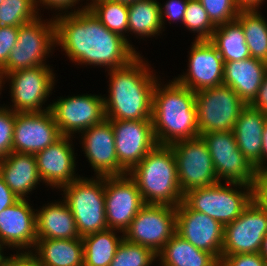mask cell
I'll use <instances>...</instances> for the list:
<instances>
[{
  "label": "cell",
  "instance_id": "9",
  "mask_svg": "<svg viewBox=\"0 0 267 266\" xmlns=\"http://www.w3.org/2000/svg\"><path fill=\"white\" fill-rule=\"evenodd\" d=\"M169 146L175 155L178 182L183 194L219 182L207 144L201 136Z\"/></svg>",
  "mask_w": 267,
  "mask_h": 266
},
{
  "label": "cell",
  "instance_id": "40",
  "mask_svg": "<svg viewBox=\"0 0 267 266\" xmlns=\"http://www.w3.org/2000/svg\"><path fill=\"white\" fill-rule=\"evenodd\" d=\"M265 262L260 253L235 254L221 256L219 266H265Z\"/></svg>",
  "mask_w": 267,
  "mask_h": 266
},
{
  "label": "cell",
  "instance_id": "29",
  "mask_svg": "<svg viewBox=\"0 0 267 266\" xmlns=\"http://www.w3.org/2000/svg\"><path fill=\"white\" fill-rule=\"evenodd\" d=\"M210 41L217 48L224 62L251 57L243 27L237 20L216 26Z\"/></svg>",
  "mask_w": 267,
  "mask_h": 266
},
{
  "label": "cell",
  "instance_id": "3",
  "mask_svg": "<svg viewBox=\"0 0 267 266\" xmlns=\"http://www.w3.org/2000/svg\"><path fill=\"white\" fill-rule=\"evenodd\" d=\"M158 83L153 92L151 118L157 144L169 146L199 137L195 92L176 80L165 87Z\"/></svg>",
  "mask_w": 267,
  "mask_h": 266
},
{
  "label": "cell",
  "instance_id": "15",
  "mask_svg": "<svg viewBox=\"0 0 267 266\" xmlns=\"http://www.w3.org/2000/svg\"><path fill=\"white\" fill-rule=\"evenodd\" d=\"M101 97L94 94L61 97L50 104L60 134L71 137L74 132H83L106 119L104 98Z\"/></svg>",
  "mask_w": 267,
  "mask_h": 266
},
{
  "label": "cell",
  "instance_id": "10",
  "mask_svg": "<svg viewBox=\"0 0 267 266\" xmlns=\"http://www.w3.org/2000/svg\"><path fill=\"white\" fill-rule=\"evenodd\" d=\"M176 233V207L145 204L123 233L130 243L150 248L158 254Z\"/></svg>",
  "mask_w": 267,
  "mask_h": 266
},
{
  "label": "cell",
  "instance_id": "27",
  "mask_svg": "<svg viewBox=\"0 0 267 266\" xmlns=\"http://www.w3.org/2000/svg\"><path fill=\"white\" fill-rule=\"evenodd\" d=\"M37 239H82L67 203L55 202L36 212Z\"/></svg>",
  "mask_w": 267,
  "mask_h": 266
},
{
  "label": "cell",
  "instance_id": "8",
  "mask_svg": "<svg viewBox=\"0 0 267 266\" xmlns=\"http://www.w3.org/2000/svg\"><path fill=\"white\" fill-rule=\"evenodd\" d=\"M37 17L19 26L17 43L11 50L6 64L0 69L4 75L20 69L45 65V58L55 41V20L43 22ZM40 18V19H39Z\"/></svg>",
  "mask_w": 267,
  "mask_h": 266
},
{
  "label": "cell",
  "instance_id": "25",
  "mask_svg": "<svg viewBox=\"0 0 267 266\" xmlns=\"http://www.w3.org/2000/svg\"><path fill=\"white\" fill-rule=\"evenodd\" d=\"M34 249L37 254L30 250L15 256H29L38 266L84 265L82 239H37Z\"/></svg>",
  "mask_w": 267,
  "mask_h": 266
},
{
  "label": "cell",
  "instance_id": "50",
  "mask_svg": "<svg viewBox=\"0 0 267 266\" xmlns=\"http://www.w3.org/2000/svg\"><path fill=\"white\" fill-rule=\"evenodd\" d=\"M259 253L267 261V234L263 238Z\"/></svg>",
  "mask_w": 267,
  "mask_h": 266
},
{
  "label": "cell",
  "instance_id": "11",
  "mask_svg": "<svg viewBox=\"0 0 267 266\" xmlns=\"http://www.w3.org/2000/svg\"><path fill=\"white\" fill-rule=\"evenodd\" d=\"M201 137L207 144L219 181L254 185L257 171L239 150L233 131L209 132Z\"/></svg>",
  "mask_w": 267,
  "mask_h": 266
},
{
  "label": "cell",
  "instance_id": "16",
  "mask_svg": "<svg viewBox=\"0 0 267 266\" xmlns=\"http://www.w3.org/2000/svg\"><path fill=\"white\" fill-rule=\"evenodd\" d=\"M118 164L128 173L158 144L152 120H110Z\"/></svg>",
  "mask_w": 267,
  "mask_h": 266
},
{
  "label": "cell",
  "instance_id": "12",
  "mask_svg": "<svg viewBox=\"0 0 267 266\" xmlns=\"http://www.w3.org/2000/svg\"><path fill=\"white\" fill-rule=\"evenodd\" d=\"M11 80L10 91L14 112H42L50 110V105L42 109L54 87V73L48 65L20 69L4 75Z\"/></svg>",
  "mask_w": 267,
  "mask_h": 266
},
{
  "label": "cell",
  "instance_id": "32",
  "mask_svg": "<svg viewBox=\"0 0 267 266\" xmlns=\"http://www.w3.org/2000/svg\"><path fill=\"white\" fill-rule=\"evenodd\" d=\"M236 20L243 27L251 57L267 63V22L257 9H241Z\"/></svg>",
  "mask_w": 267,
  "mask_h": 266
},
{
  "label": "cell",
  "instance_id": "19",
  "mask_svg": "<svg viewBox=\"0 0 267 266\" xmlns=\"http://www.w3.org/2000/svg\"><path fill=\"white\" fill-rule=\"evenodd\" d=\"M188 73L176 81L194 92L223 85L224 61L210 40L194 41Z\"/></svg>",
  "mask_w": 267,
  "mask_h": 266
},
{
  "label": "cell",
  "instance_id": "43",
  "mask_svg": "<svg viewBox=\"0 0 267 266\" xmlns=\"http://www.w3.org/2000/svg\"><path fill=\"white\" fill-rule=\"evenodd\" d=\"M249 105L255 109L267 113V69L263 82L258 89L257 95Z\"/></svg>",
  "mask_w": 267,
  "mask_h": 266
},
{
  "label": "cell",
  "instance_id": "5",
  "mask_svg": "<svg viewBox=\"0 0 267 266\" xmlns=\"http://www.w3.org/2000/svg\"><path fill=\"white\" fill-rule=\"evenodd\" d=\"M220 182L187 191L183 194V202L190 209L202 212L225 226L238 218L253 200V186L225 182L226 186ZM229 185L243 187L244 191Z\"/></svg>",
  "mask_w": 267,
  "mask_h": 266
},
{
  "label": "cell",
  "instance_id": "44",
  "mask_svg": "<svg viewBox=\"0 0 267 266\" xmlns=\"http://www.w3.org/2000/svg\"><path fill=\"white\" fill-rule=\"evenodd\" d=\"M18 200V197L5 184L3 177L0 175V212L12 206Z\"/></svg>",
  "mask_w": 267,
  "mask_h": 266
},
{
  "label": "cell",
  "instance_id": "51",
  "mask_svg": "<svg viewBox=\"0 0 267 266\" xmlns=\"http://www.w3.org/2000/svg\"><path fill=\"white\" fill-rule=\"evenodd\" d=\"M110 1L122 2V3L130 4V3H133L134 1H138V0H110Z\"/></svg>",
  "mask_w": 267,
  "mask_h": 266
},
{
  "label": "cell",
  "instance_id": "17",
  "mask_svg": "<svg viewBox=\"0 0 267 266\" xmlns=\"http://www.w3.org/2000/svg\"><path fill=\"white\" fill-rule=\"evenodd\" d=\"M176 233L220 261L224 240V226L220 222L182 202L176 207Z\"/></svg>",
  "mask_w": 267,
  "mask_h": 266
},
{
  "label": "cell",
  "instance_id": "6",
  "mask_svg": "<svg viewBox=\"0 0 267 266\" xmlns=\"http://www.w3.org/2000/svg\"><path fill=\"white\" fill-rule=\"evenodd\" d=\"M64 200L75 219L80 237L108 229L105 215L104 177L81 178L62 187Z\"/></svg>",
  "mask_w": 267,
  "mask_h": 266
},
{
  "label": "cell",
  "instance_id": "42",
  "mask_svg": "<svg viewBox=\"0 0 267 266\" xmlns=\"http://www.w3.org/2000/svg\"><path fill=\"white\" fill-rule=\"evenodd\" d=\"M253 200L267 212V172H258L253 185Z\"/></svg>",
  "mask_w": 267,
  "mask_h": 266
},
{
  "label": "cell",
  "instance_id": "52",
  "mask_svg": "<svg viewBox=\"0 0 267 266\" xmlns=\"http://www.w3.org/2000/svg\"><path fill=\"white\" fill-rule=\"evenodd\" d=\"M5 77L3 76V74L0 72V89L2 88L1 86H3V85H1L2 83L4 84L5 82H3ZM1 91V90H0ZM3 107H0V109H2Z\"/></svg>",
  "mask_w": 267,
  "mask_h": 266
},
{
  "label": "cell",
  "instance_id": "47",
  "mask_svg": "<svg viewBox=\"0 0 267 266\" xmlns=\"http://www.w3.org/2000/svg\"><path fill=\"white\" fill-rule=\"evenodd\" d=\"M8 266H38L29 256H14Z\"/></svg>",
  "mask_w": 267,
  "mask_h": 266
},
{
  "label": "cell",
  "instance_id": "49",
  "mask_svg": "<svg viewBox=\"0 0 267 266\" xmlns=\"http://www.w3.org/2000/svg\"><path fill=\"white\" fill-rule=\"evenodd\" d=\"M4 245L0 243V266H8V263L14 258L15 255H11V257H5L2 254V250Z\"/></svg>",
  "mask_w": 267,
  "mask_h": 266
},
{
  "label": "cell",
  "instance_id": "34",
  "mask_svg": "<svg viewBox=\"0 0 267 266\" xmlns=\"http://www.w3.org/2000/svg\"><path fill=\"white\" fill-rule=\"evenodd\" d=\"M35 0H4L0 4V28L19 27L38 17Z\"/></svg>",
  "mask_w": 267,
  "mask_h": 266
},
{
  "label": "cell",
  "instance_id": "37",
  "mask_svg": "<svg viewBox=\"0 0 267 266\" xmlns=\"http://www.w3.org/2000/svg\"><path fill=\"white\" fill-rule=\"evenodd\" d=\"M215 26L236 20L241 8L235 0H199Z\"/></svg>",
  "mask_w": 267,
  "mask_h": 266
},
{
  "label": "cell",
  "instance_id": "14",
  "mask_svg": "<svg viewBox=\"0 0 267 266\" xmlns=\"http://www.w3.org/2000/svg\"><path fill=\"white\" fill-rule=\"evenodd\" d=\"M267 234V212L254 200L242 214L224 226L222 256L259 253Z\"/></svg>",
  "mask_w": 267,
  "mask_h": 266
},
{
  "label": "cell",
  "instance_id": "26",
  "mask_svg": "<svg viewBox=\"0 0 267 266\" xmlns=\"http://www.w3.org/2000/svg\"><path fill=\"white\" fill-rule=\"evenodd\" d=\"M0 175L18 199H26V194L42 181L35 155L14 151L0 160Z\"/></svg>",
  "mask_w": 267,
  "mask_h": 266
},
{
  "label": "cell",
  "instance_id": "36",
  "mask_svg": "<svg viewBox=\"0 0 267 266\" xmlns=\"http://www.w3.org/2000/svg\"><path fill=\"white\" fill-rule=\"evenodd\" d=\"M182 23L187 29L198 33L196 40H210L216 29L199 0H188Z\"/></svg>",
  "mask_w": 267,
  "mask_h": 266
},
{
  "label": "cell",
  "instance_id": "23",
  "mask_svg": "<svg viewBox=\"0 0 267 266\" xmlns=\"http://www.w3.org/2000/svg\"><path fill=\"white\" fill-rule=\"evenodd\" d=\"M267 122V113L246 105L236 120L233 132L239 150L261 172L262 133Z\"/></svg>",
  "mask_w": 267,
  "mask_h": 266
},
{
  "label": "cell",
  "instance_id": "45",
  "mask_svg": "<svg viewBox=\"0 0 267 266\" xmlns=\"http://www.w3.org/2000/svg\"><path fill=\"white\" fill-rule=\"evenodd\" d=\"M79 1L80 0H38V1L35 0V5L37 8L38 3L40 2V4H43L49 8H52V9L55 8L56 10L60 9L59 11H62L65 9L68 10V8L75 6V4Z\"/></svg>",
  "mask_w": 267,
  "mask_h": 266
},
{
  "label": "cell",
  "instance_id": "21",
  "mask_svg": "<svg viewBox=\"0 0 267 266\" xmlns=\"http://www.w3.org/2000/svg\"><path fill=\"white\" fill-rule=\"evenodd\" d=\"M70 136H61L52 145L35 154L39 176L53 188H62L78 179Z\"/></svg>",
  "mask_w": 267,
  "mask_h": 266
},
{
  "label": "cell",
  "instance_id": "2",
  "mask_svg": "<svg viewBox=\"0 0 267 266\" xmlns=\"http://www.w3.org/2000/svg\"><path fill=\"white\" fill-rule=\"evenodd\" d=\"M141 58L138 55L126 66L109 70L110 95L104 98L107 119L152 120L153 92L157 79Z\"/></svg>",
  "mask_w": 267,
  "mask_h": 266
},
{
  "label": "cell",
  "instance_id": "13",
  "mask_svg": "<svg viewBox=\"0 0 267 266\" xmlns=\"http://www.w3.org/2000/svg\"><path fill=\"white\" fill-rule=\"evenodd\" d=\"M128 174L104 177L105 215L108 229L125 232L145 205L135 181Z\"/></svg>",
  "mask_w": 267,
  "mask_h": 266
},
{
  "label": "cell",
  "instance_id": "35",
  "mask_svg": "<svg viewBox=\"0 0 267 266\" xmlns=\"http://www.w3.org/2000/svg\"><path fill=\"white\" fill-rule=\"evenodd\" d=\"M156 258L150 248L123 239L109 266H149Z\"/></svg>",
  "mask_w": 267,
  "mask_h": 266
},
{
  "label": "cell",
  "instance_id": "38",
  "mask_svg": "<svg viewBox=\"0 0 267 266\" xmlns=\"http://www.w3.org/2000/svg\"><path fill=\"white\" fill-rule=\"evenodd\" d=\"M15 119L16 112L12 109H0V160L12 152Z\"/></svg>",
  "mask_w": 267,
  "mask_h": 266
},
{
  "label": "cell",
  "instance_id": "4",
  "mask_svg": "<svg viewBox=\"0 0 267 266\" xmlns=\"http://www.w3.org/2000/svg\"><path fill=\"white\" fill-rule=\"evenodd\" d=\"M127 174L135 181L145 204L177 207L183 202L170 146L157 145Z\"/></svg>",
  "mask_w": 267,
  "mask_h": 266
},
{
  "label": "cell",
  "instance_id": "39",
  "mask_svg": "<svg viewBox=\"0 0 267 266\" xmlns=\"http://www.w3.org/2000/svg\"><path fill=\"white\" fill-rule=\"evenodd\" d=\"M19 27L0 28V69L6 64L11 50L17 43Z\"/></svg>",
  "mask_w": 267,
  "mask_h": 266
},
{
  "label": "cell",
  "instance_id": "20",
  "mask_svg": "<svg viewBox=\"0 0 267 266\" xmlns=\"http://www.w3.org/2000/svg\"><path fill=\"white\" fill-rule=\"evenodd\" d=\"M81 133L85 156L96 172V177L127 174L118 164L114 131L109 119L106 118Z\"/></svg>",
  "mask_w": 267,
  "mask_h": 266
},
{
  "label": "cell",
  "instance_id": "1",
  "mask_svg": "<svg viewBox=\"0 0 267 266\" xmlns=\"http://www.w3.org/2000/svg\"><path fill=\"white\" fill-rule=\"evenodd\" d=\"M54 18L56 44L71 61L110 70L126 66L139 55L127 38L108 30L88 6Z\"/></svg>",
  "mask_w": 267,
  "mask_h": 266
},
{
  "label": "cell",
  "instance_id": "18",
  "mask_svg": "<svg viewBox=\"0 0 267 266\" xmlns=\"http://www.w3.org/2000/svg\"><path fill=\"white\" fill-rule=\"evenodd\" d=\"M61 136L50 110L16 112L12 151L35 155Z\"/></svg>",
  "mask_w": 267,
  "mask_h": 266
},
{
  "label": "cell",
  "instance_id": "24",
  "mask_svg": "<svg viewBox=\"0 0 267 266\" xmlns=\"http://www.w3.org/2000/svg\"><path fill=\"white\" fill-rule=\"evenodd\" d=\"M267 63L252 57L224 62L223 85L231 87L249 105L256 97Z\"/></svg>",
  "mask_w": 267,
  "mask_h": 266
},
{
  "label": "cell",
  "instance_id": "41",
  "mask_svg": "<svg viewBox=\"0 0 267 266\" xmlns=\"http://www.w3.org/2000/svg\"><path fill=\"white\" fill-rule=\"evenodd\" d=\"M187 4L188 0H169L164 7L160 5L161 24L164 25L165 17L169 18L170 21L180 20L183 22Z\"/></svg>",
  "mask_w": 267,
  "mask_h": 266
},
{
  "label": "cell",
  "instance_id": "33",
  "mask_svg": "<svg viewBox=\"0 0 267 266\" xmlns=\"http://www.w3.org/2000/svg\"><path fill=\"white\" fill-rule=\"evenodd\" d=\"M87 6L108 30L126 37L124 34L128 31V4L92 0Z\"/></svg>",
  "mask_w": 267,
  "mask_h": 266
},
{
  "label": "cell",
  "instance_id": "46",
  "mask_svg": "<svg viewBox=\"0 0 267 266\" xmlns=\"http://www.w3.org/2000/svg\"><path fill=\"white\" fill-rule=\"evenodd\" d=\"M262 148H261V172H267V167L264 166L267 158V122L262 133Z\"/></svg>",
  "mask_w": 267,
  "mask_h": 266
},
{
  "label": "cell",
  "instance_id": "48",
  "mask_svg": "<svg viewBox=\"0 0 267 266\" xmlns=\"http://www.w3.org/2000/svg\"><path fill=\"white\" fill-rule=\"evenodd\" d=\"M262 1L264 0H235L241 9H258Z\"/></svg>",
  "mask_w": 267,
  "mask_h": 266
},
{
  "label": "cell",
  "instance_id": "31",
  "mask_svg": "<svg viewBox=\"0 0 267 266\" xmlns=\"http://www.w3.org/2000/svg\"><path fill=\"white\" fill-rule=\"evenodd\" d=\"M160 5L157 0H138L128 4V32L151 37L161 33Z\"/></svg>",
  "mask_w": 267,
  "mask_h": 266
},
{
  "label": "cell",
  "instance_id": "7",
  "mask_svg": "<svg viewBox=\"0 0 267 266\" xmlns=\"http://www.w3.org/2000/svg\"><path fill=\"white\" fill-rule=\"evenodd\" d=\"M197 124L200 136L209 132L233 131L245 102L225 85L195 92Z\"/></svg>",
  "mask_w": 267,
  "mask_h": 266
},
{
  "label": "cell",
  "instance_id": "28",
  "mask_svg": "<svg viewBox=\"0 0 267 266\" xmlns=\"http://www.w3.org/2000/svg\"><path fill=\"white\" fill-rule=\"evenodd\" d=\"M157 258L162 266H219L212 254L194 247L177 233L165 243Z\"/></svg>",
  "mask_w": 267,
  "mask_h": 266
},
{
  "label": "cell",
  "instance_id": "22",
  "mask_svg": "<svg viewBox=\"0 0 267 266\" xmlns=\"http://www.w3.org/2000/svg\"><path fill=\"white\" fill-rule=\"evenodd\" d=\"M36 241V213L26 199L0 212L1 244L26 250L35 247Z\"/></svg>",
  "mask_w": 267,
  "mask_h": 266
},
{
  "label": "cell",
  "instance_id": "30",
  "mask_svg": "<svg viewBox=\"0 0 267 266\" xmlns=\"http://www.w3.org/2000/svg\"><path fill=\"white\" fill-rule=\"evenodd\" d=\"M116 230L106 229L82 237L84 248L83 266H109L124 235L117 237Z\"/></svg>",
  "mask_w": 267,
  "mask_h": 266
}]
</instances>
